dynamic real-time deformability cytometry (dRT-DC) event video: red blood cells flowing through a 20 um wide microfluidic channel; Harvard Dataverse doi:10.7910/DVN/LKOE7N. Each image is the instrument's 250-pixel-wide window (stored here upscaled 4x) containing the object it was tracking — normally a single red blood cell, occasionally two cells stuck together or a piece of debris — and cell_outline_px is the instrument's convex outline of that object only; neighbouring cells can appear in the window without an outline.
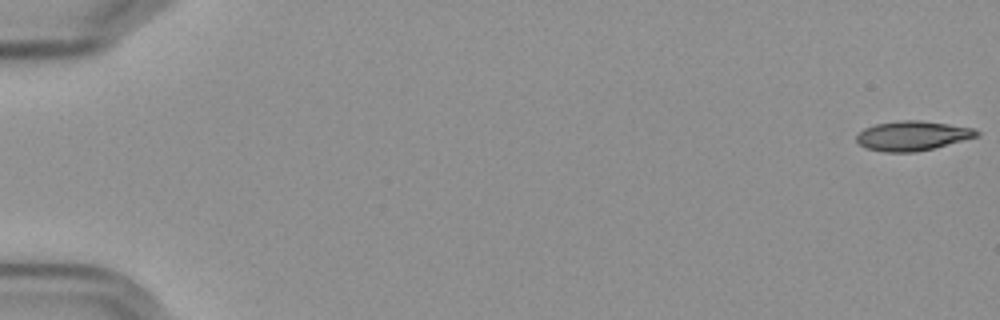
{"species": "Egyptian fruit bat (a non-hibernating species)", "species_latin": "Rousettus aegyptiacus", "temperature_condition": "cold", "stored_images_in_passage": 57, "camera_frame_rate_fps": 3000, "um_per_image_px": 0.085, "frame": {"image": 1, "passage_image": 1, "time_ms": 0.0, "image_size_px": [1000, 320], "cell_outline_px": [[980, 136], [916, 152], [884, 152], [864, 148], [856, 140], [856, 136], [864, 128], [876, 124], [900, 120], [920, 120], [948, 124], [972, 128], [980, 132]], "centroid_in_image_um": [77.54, 11.54], "position_along_channel_um": 7.5, "area_um2": 20.63}}
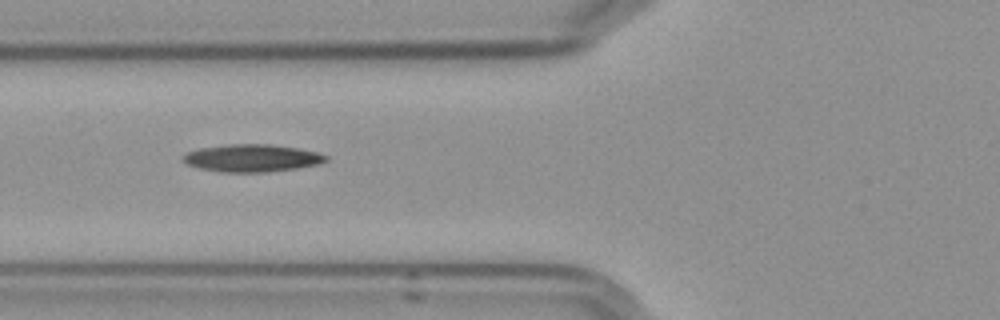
{"frame": {"image": 2, "passage_image": 23, "time_ms": 7.333, "image_size_px": [1000, 320], "cell_outline_px": [[328, 160], [320, 164], [296, 168], [268, 172], [220, 172], [200, 168], [188, 164], [180, 160], [188, 152], [200, 148], [228, 144], [272, 144], [296, 148], [316, 152], [328, 156]], "centroid_in_image_um": [21.43, 13.44], "position_along_channel_um": 104.4, "area_um2": 22.83}}
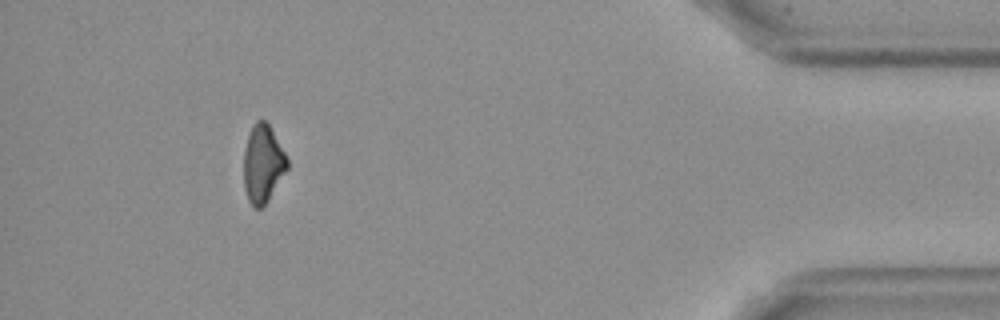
{"frame": {"image": 3, "passage_image": 53, "time_ms": 17.333, "image_size_px": [1000, 320], "cell_outline_px": [[288, 168], [268, 200], [260, 208], [252, 208], [248, 200], [244, 188], [244, 148], [252, 124], [256, 120], [264, 120], [268, 124], [284, 152], [288, 160]], "centroid_in_image_um": [22.32, 13.94], "position_along_channel_um": 412.9, "area_um2": 19.59}}